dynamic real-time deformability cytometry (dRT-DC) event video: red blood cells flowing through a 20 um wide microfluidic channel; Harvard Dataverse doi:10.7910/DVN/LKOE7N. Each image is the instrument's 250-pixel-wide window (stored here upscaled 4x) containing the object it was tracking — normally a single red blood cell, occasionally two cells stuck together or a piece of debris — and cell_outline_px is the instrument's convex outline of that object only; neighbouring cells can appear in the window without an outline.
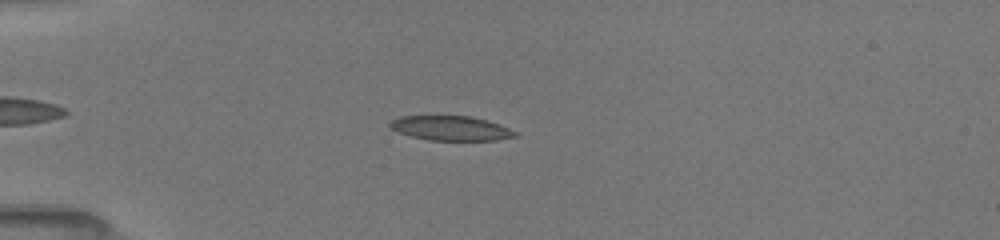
{"species": "common noctule bat (a hibernating species)", "species_latin": "Nyctalus noctula", "temperature_condition": "room temperature", "stored_images_in_passage": 28, "camera_frame_rate_fps": 3000, "um_per_image_px": 0.085, "animal": {"sex": "female", "body_mass_g": 19.5, "forearm_length_mm": 54.1}, "frame": {"image": 1, "passage_image": 10, "time_ms": 3.0, "image_size_px": [1000, 240], "cell_outline_px": [[516, 136], [496, 140], [428, 140], [412, 136], [388, 128], [388, 124], [392, 120], [400, 116], [468, 116], [488, 120], [500, 124], [516, 132]], "centroid_in_image_um": [38.3, 10.89], "position_along_channel_um": 46.7, "area_um2": 17.8}}
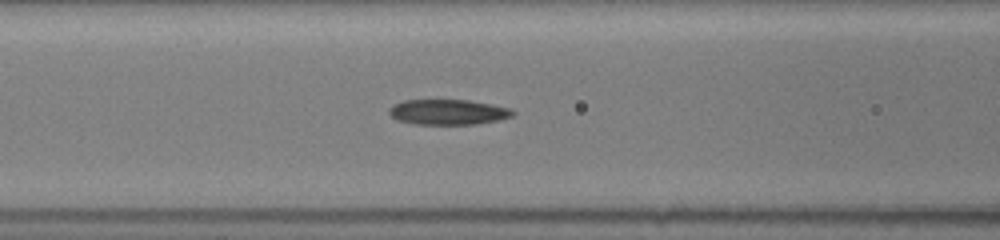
{"frame": {"image": 2, "passage_image": 16, "time_ms": 5.0, "image_size_px": [1000, 240], "cell_outline_px": [[516, 112], [512, 116], [500, 120], [476, 124], [416, 124], [396, 120], [388, 112], [388, 108], [392, 104], [404, 100], [468, 100], [492, 104], [512, 108]], "centroid_in_image_um": [38.09, 9.52], "position_along_channel_um": 128.5, "area_um2": 18.44}}
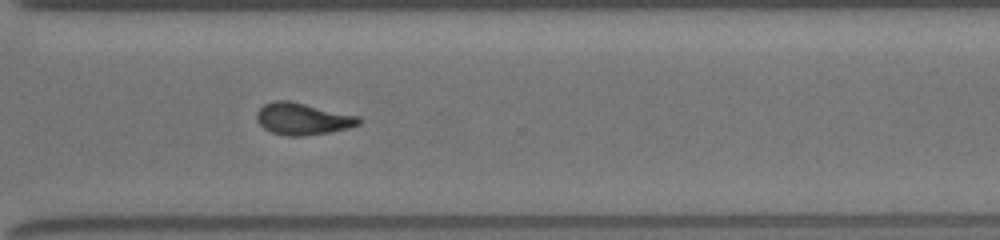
{"frame": {"image": 3, "passage_image": 28, "time_ms": 9.0, "image_size_px": [1000, 240], "cell_outline_px": [[360, 124], [348, 128], [328, 132], [300, 136], [288, 136], [272, 132], [264, 128], [256, 120], [256, 112], [264, 104], [272, 100], [288, 100], [360, 116]], "centroid_in_image_um": [25.7, 10.09], "position_along_channel_um": 344.9, "area_um2": 18.9}}